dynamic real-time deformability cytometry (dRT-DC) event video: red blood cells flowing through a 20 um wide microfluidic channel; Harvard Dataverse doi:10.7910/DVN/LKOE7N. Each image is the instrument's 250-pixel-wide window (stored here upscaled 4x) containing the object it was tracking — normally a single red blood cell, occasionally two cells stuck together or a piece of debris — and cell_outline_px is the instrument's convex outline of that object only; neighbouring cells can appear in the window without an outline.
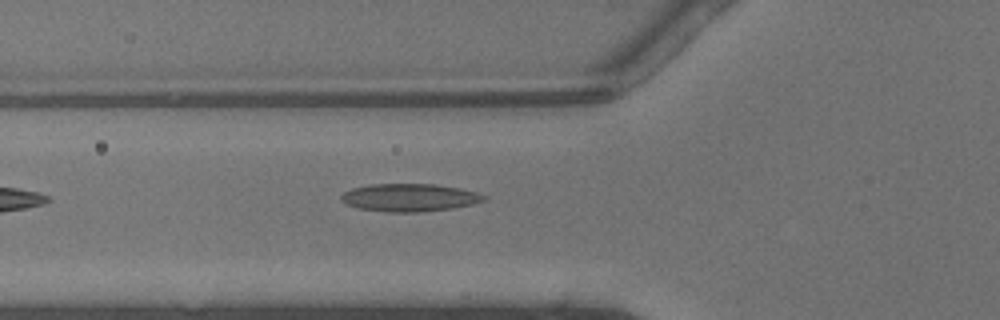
{"species": "common noctule bat (a hibernating species)", "species_latin": "Nyctalus noctula", "temperature_condition": "warm", "stored_images_in_passage": 30, "camera_frame_rate_fps": 3000, "um_per_image_px": 0.085, "animal": {"sex": "male", "body_mass_g": 13.3}, "frame": {"image": 1, "passage_image": 3, "time_ms": 0.667, "image_size_px": [1000, 320], "cell_outline_px": [[488, 200], [472, 204], [452, 208], [420, 212], [388, 212], [360, 208], [348, 204], [340, 200], [340, 196], [344, 192], [352, 188], [372, 184], [436, 184], [460, 188], [476, 192], [488, 196]], "centroid_in_image_um": [34.85, 16.79], "position_along_channel_um": 91.0, "area_um2": 23.12}}
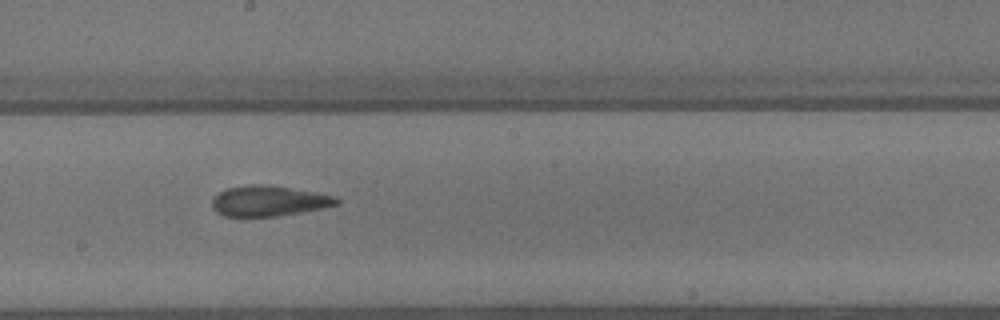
{"frame": {"image": 2, "passage_image": 12, "time_ms": 3.667, "image_size_px": [1000, 320], "cell_outline_px": [[340, 200], [336, 204], [324, 208], [276, 216], [224, 216], [216, 212], [212, 208], [212, 200], [220, 192], [228, 188], [252, 184], [260, 184], [288, 188], [312, 192], [332, 196]], "centroid_in_image_um": [22.79, 17.09], "position_along_channel_um": 225.4, "area_um2": 21.56}}
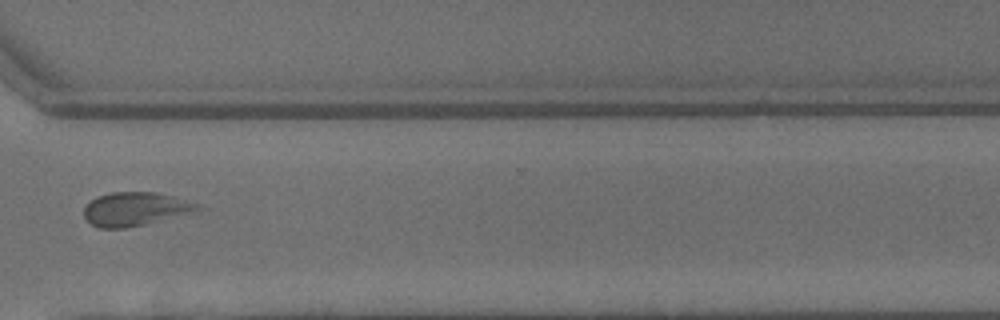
{"frame": {"image": 3, "passage_image": 21, "time_ms": 6.667, "image_size_px": [1000, 320], "cell_outline_px": [[208, 208], [196, 212], [148, 224], [124, 228], [100, 228], [92, 224], [84, 216], [84, 208], [96, 196], [112, 192], [152, 192], [172, 196], [200, 204]], "centroid_in_image_um": [11.58, 17.77], "position_along_channel_um": 359.0, "area_um2": 22.48}, "authors_computed_cell_mechanics": {"area_um2": 21.8195, "velocity_mm_per_s": 4.4657, "shape_relaxation_time_tau1_ms": 5.841, "shape_relaxation_time_tau2_ms": 1.7154, "deformation_change_tau1": 0.1863, "deformation_change_tau2": 0.1017}}